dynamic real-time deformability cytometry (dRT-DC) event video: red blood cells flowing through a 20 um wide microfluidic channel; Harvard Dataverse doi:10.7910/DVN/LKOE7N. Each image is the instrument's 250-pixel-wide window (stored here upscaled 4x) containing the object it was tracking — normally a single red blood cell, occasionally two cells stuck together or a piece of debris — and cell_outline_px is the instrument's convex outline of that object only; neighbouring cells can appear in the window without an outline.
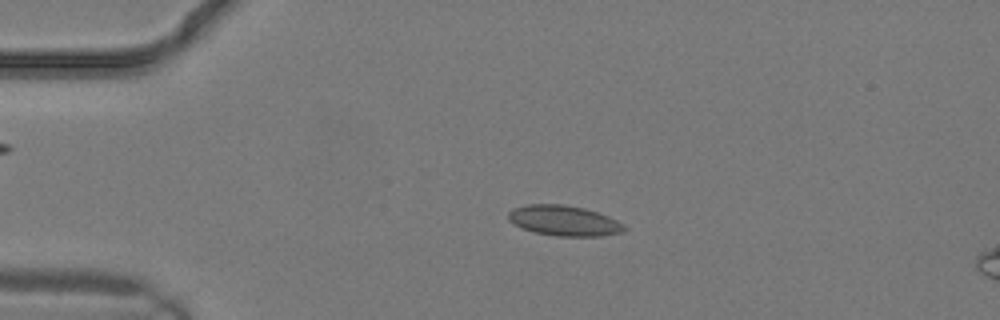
{"species": "common noctule bat (a hibernating species)", "species_latin": "Nyctalus noctula", "temperature_condition": "warm", "stored_images_in_passage": 8, "camera_frame_rate_fps": 3000, "um_per_image_px": 0.085, "animal": {"sex": "male", "body_mass_g": 19.2, "forearm_length_mm": 51.8}, "frame": {"image": 1, "passage_image": 5, "time_ms": 1.333, "image_size_px": [1000, 320], "cell_outline_px": [[628, 228], [624, 232], [600, 236], [556, 236], [536, 232], [512, 224], [508, 220], [508, 212], [512, 208], [528, 204], [564, 204], [584, 208], [608, 216], [624, 224]], "centroid_in_image_um": [47.94, 18.75], "position_along_channel_um": 37.1, "area_um2": 20.58}}